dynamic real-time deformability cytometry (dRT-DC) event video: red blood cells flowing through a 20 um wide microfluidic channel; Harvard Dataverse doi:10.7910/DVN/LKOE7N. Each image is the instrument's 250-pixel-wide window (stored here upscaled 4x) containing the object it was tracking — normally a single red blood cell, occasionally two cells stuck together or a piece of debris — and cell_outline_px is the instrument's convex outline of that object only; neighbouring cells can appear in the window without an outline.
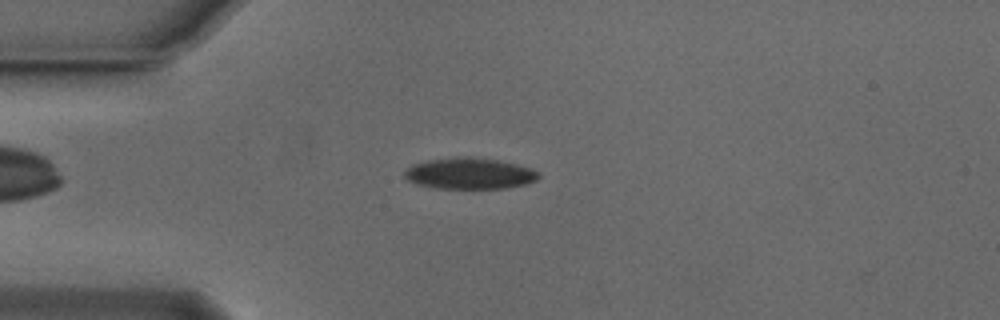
{"species": "Egyptian fruit bat (a non-hibernating species)", "species_latin": "Rousettus aegyptiacus", "temperature_condition": "cold", "stored_images_in_passage": 40, "camera_frame_rate_fps": 3000, "um_per_image_px": 0.085, "animal": {"sex": "male"}, "frame": {"image": 1, "passage_image": 1, "time_ms": 0.0, "image_size_px": [1000, 320], "cell_outline_px": [[540, 176], [536, 180], [524, 184], [504, 188], [432, 188], [416, 184], [408, 180], [404, 176], [404, 172], [412, 164], [424, 160], [456, 156], [468, 156], [500, 160], [532, 168], [540, 172]], "centroid_in_image_um": [39.89, 14.73], "position_along_channel_um": 45.1, "area_um2": 24.68}}
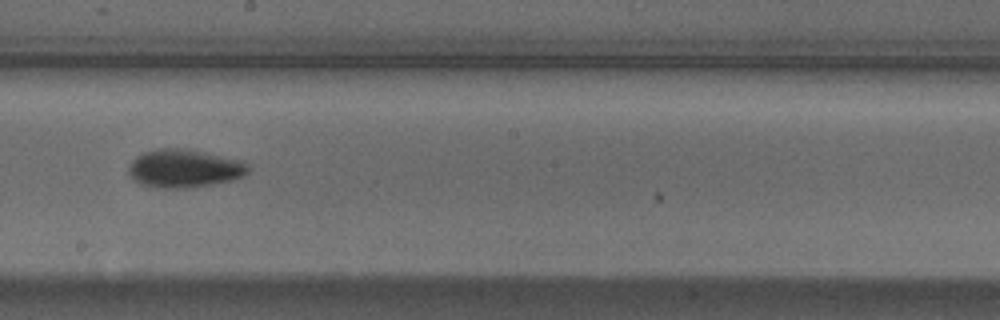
{"frame": {"image": 2, "passage_image": 17, "time_ms": 5.333, "image_size_px": [1000, 320], "cell_outline_px": [[248, 172], [244, 176], [232, 180], [212, 184], [188, 188], [160, 188], [140, 184], [132, 180], [128, 172], [128, 168], [132, 160], [136, 156], [144, 152], [156, 148], [188, 148], [244, 160], [248, 164]], "centroid_in_image_um": [15.66, 14.3], "position_along_channel_um": 232.5, "area_um2": 27.11}}
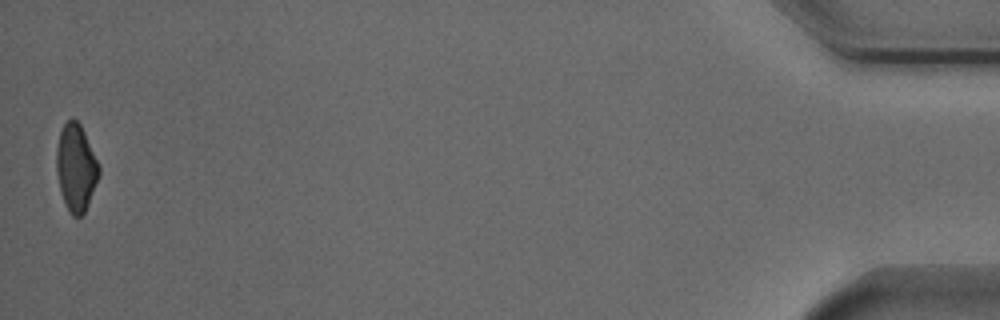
{"frame": {"image": 3, "passage_image": 40, "time_ms": 13.0, "image_size_px": [1000, 320], "cell_outline_px": [[100, 172], [88, 204], [84, 212], [80, 216], [72, 216], [60, 192], [56, 172], [56, 148], [60, 132], [64, 124], [72, 116], [80, 124], [100, 164]], "centroid_in_image_um": [6.45, 14.21], "position_along_channel_um": 428.7, "area_um2": 21.5}, "authors_computed_cell_mechanics": {"area_um2": 23.3512, "velocity_mm_per_s": 3.8498, "shape_relaxation_time_tau1_ms": 2.6383, "shape_relaxation_time_tau2_ms": null, "deformation_change_tau1": 0.1217, "deformation_change_tau2": null}}